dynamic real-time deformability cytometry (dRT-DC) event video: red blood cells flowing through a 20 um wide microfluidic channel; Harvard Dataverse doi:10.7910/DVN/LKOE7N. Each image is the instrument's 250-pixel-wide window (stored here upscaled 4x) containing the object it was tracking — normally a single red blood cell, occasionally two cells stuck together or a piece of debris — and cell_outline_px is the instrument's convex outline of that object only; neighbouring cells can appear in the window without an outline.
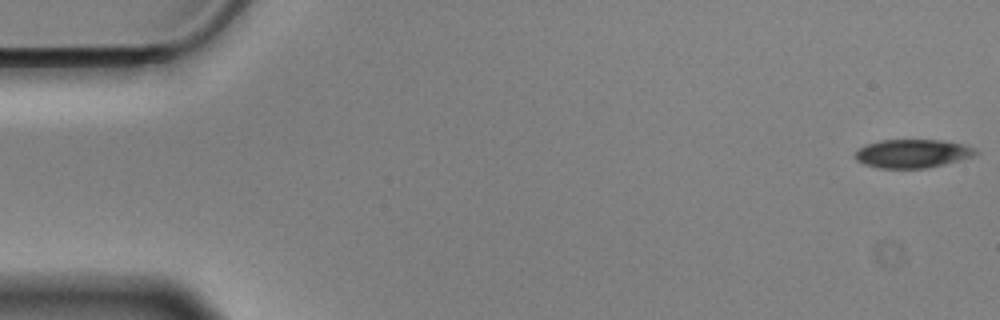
{"species": "Egyptian fruit bat (a non-hibernating species)", "species_latin": "Rousettus aegyptiacus", "temperature_condition": "cold", "stored_images_in_passage": 57, "camera_frame_rate_fps": 3000, "um_per_image_px": 0.085, "animal": {"sex": "male"}, "frame": {"image": 1, "passage_image": 1, "time_ms": 0.0, "image_size_px": [1000, 320], "cell_outline_px": [[980, 152], [972, 156], [944, 164], [928, 168], [876, 168], [864, 164], [856, 160], [856, 152], [860, 148], [868, 144], [880, 140], [944, 140], [964, 144], [976, 148]], "centroid_in_image_um": [77.59, 13.05], "position_along_channel_um": 7.4, "area_um2": 20.0}}
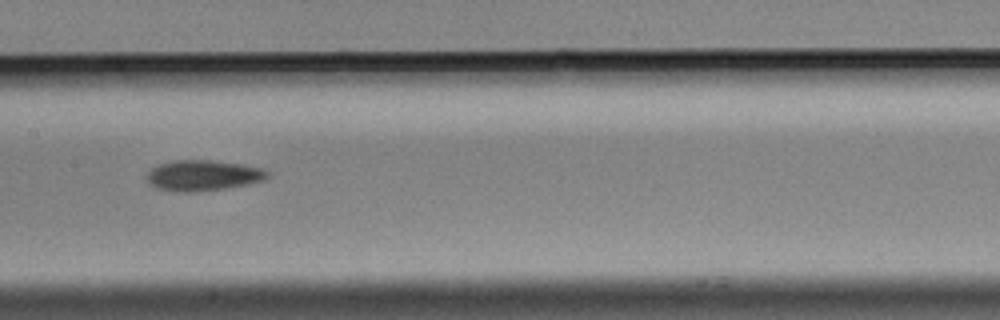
{"frame": {"image": 2, "passage_image": 28, "time_ms": 9.0, "image_size_px": [1000, 320], "cell_outline_px": [[268, 176], [264, 180], [248, 184], [228, 188], [196, 192], [172, 192], [156, 188], [148, 184], [148, 172], [156, 164], [176, 160], [208, 160], [240, 164], [260, 168], [268, 172]], "centroid_in_image_um": [17.2, 14.93], "position_along_channel_um": 190.2, "area_um2": 21.62}}
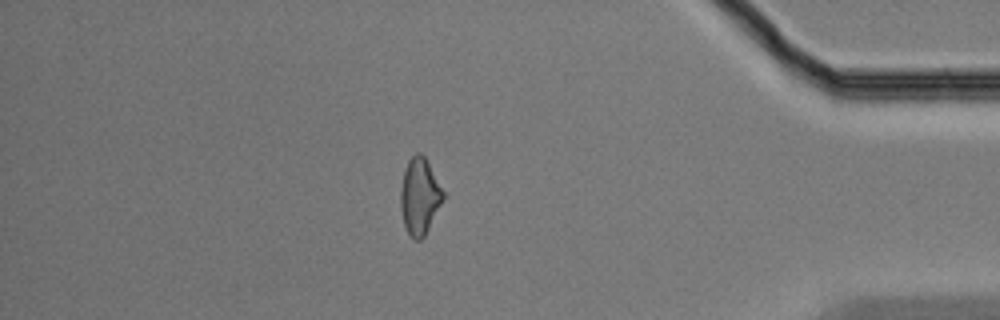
{"frame": {"image": 3, "passage_image": 49, "time_ms": 16.0, "image_size_px": [1000, 320], "cell_outline_px": [[444, 196], [424, 236], [420, 240], [416, 240], [408, 232], [404, 224], [400, 208], [400, 188], [404, 168], [408, 160], [416, 152], [420, 152], [424, 156], [444, 192]], "centroid_in_image_um": [35.63, 16.64], "position_along_channel_um": 399.6, "area_um2": 18.61}, "authors_computed_cell_mechanics": {"area_um2": 20.4612, "velocity_mm_per_s": 3.523, "shape_relaxation_time_tau1_ms": 5.0972, "shape_relaxation_time_tau2_ms": 8.8476, "deformation_change_tau1": 0.1178, "deformation_change_tau2": 0.1835}}